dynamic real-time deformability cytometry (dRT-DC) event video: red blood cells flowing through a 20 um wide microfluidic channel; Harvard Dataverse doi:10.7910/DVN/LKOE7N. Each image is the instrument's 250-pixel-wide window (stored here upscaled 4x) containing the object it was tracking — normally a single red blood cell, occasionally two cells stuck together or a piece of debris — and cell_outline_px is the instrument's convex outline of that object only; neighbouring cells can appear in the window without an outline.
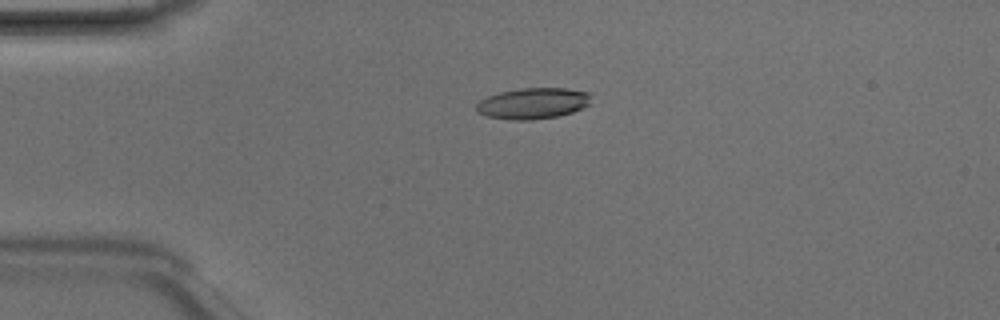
{"species": "Egyptian fruit bat (a non-hibernating species)", "species_latin": "Rousettus aegyptiacus", "temperature_condition": "room temperature", "stored_images_in_passage": 48, "camera_frame_rate_fps": 3000, "um_per_image_px": 0.085, "animal": {"sex": "male"}, "frame": {"image": 1, "passage_image": 11, "time_ms": 3.333, "image_size_px": [1000, 320], "cell_outline_px": [[592, 96], [588, 104], [572, 112], [556, 116], [532, 120], [512, 120], [488, 116], [476, 112], [476, 104], [480, 100], [488, 96], [500, 92], [520, 88], [568, 88], [588, 92]], "centroid_in_image_um": [45.28, 8.78], "position_along_channel_um": 39.7, "area_um2": 20.69}}
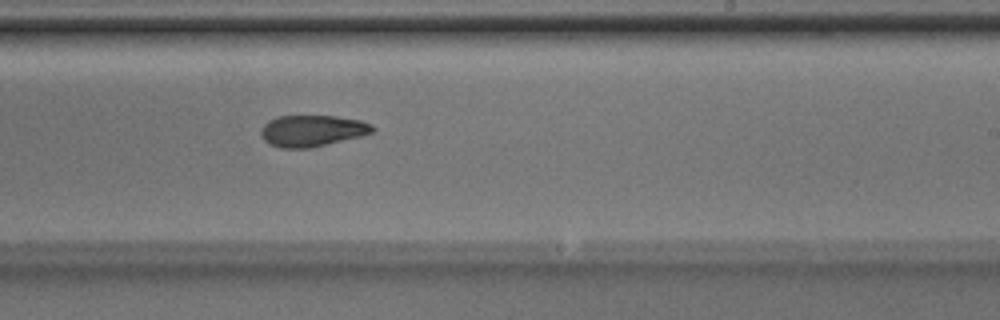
{"frame": {"image": 2, "passage_image": 29, "time_ms": 9.333, "image_size_px": [1000, 320], "cell_outline_px": [[376, 128], [372, 132], [360, 136], [308, 148], [280, 148], [268, 144], [264, 140], [260, 132], [260, 128], [268, 120], [276, 116], [336, 116], [360, 120], [372, 124]], "centroid_in_image_um": [26.49, 11.1], "position_along_channel_um": 262.5, "area_um2": 20.4}}
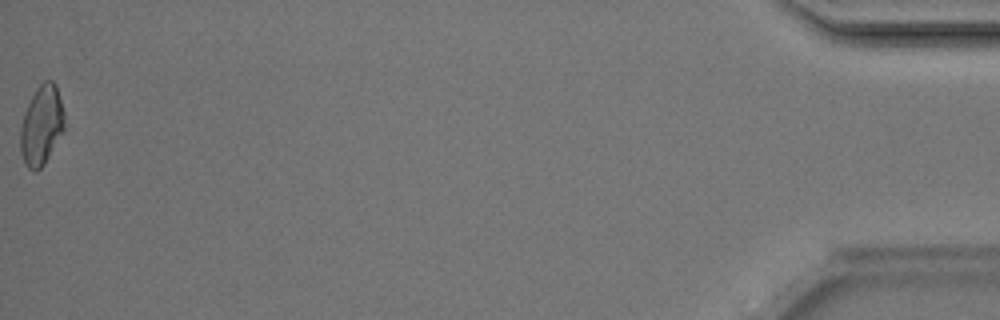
{"frame": {"image": 3, "passage_image": 48, "time_ms": 15.667, "image_size_px": [1000, 320], "cell_outline_px": [[64, 132], [44, 164], [36, 172], [28, 168], [24, 164], [20, 152], [20, 128], [24, 112], [32, 96], [40, 84], [44, 80], [52, 80], [56, 84], [64, 112]], "centroid_in_image_um": [3.53, 10.67], "position_along_channel_um": 431.7, "area_um2": 20.58}, "authors_computed_cell_mechanics": {"area_um2": 20.6346, "velocity_mm_per_s": 4.2299, "shape_relaxation_time_tau1_ms": 5.2024, "shape_relaxation_time_tau2_ms": 10.0796, "deformation_change_tau1": 0.1445, "deformation_change_tau2": 0.2146}}